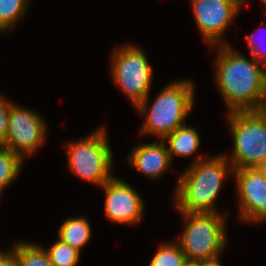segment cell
Listing matches in <instances>:
<instances>
[{
  "instance_id": "d4e9b609",
  "label": "cell",
  "mask_w": 266,
  "mask_h": 266,
  "mask_svg": "<svg viewBox=\"0 0 266 266\" xmlns=\"http://www.w3.org/2000/svg\"><path fill=\"white\" fill-rule=\"evenodd\" d=\"M260 111L266 115V88H265V93H264V98H263V102L262 105L260 107Z\"/></svg>"
},
{
  "instance_id": "9a60e30c",
  "label": "cell",
  "mask_w": 266,
  "mask_h": 266,
  "mask_svg": "<svg viewBox=\"0 0 266 266\" xmlns=\"http://www.w3.org/2000/svg\"><path fill=\"white\" fill-rule=\"evenodd\" d=\"M12 250L19 266H54L48 257L45 248L34 243L15 242Z\"/></svg>"
},
{
  "instance_id": "3957f363",
  "label": "cell",
  "mask_w": 266,
  "mask_h": 266,
  "mask_svg": "<svg viewBox=\"0 0 266 266\" xmlns=\"http://www.w3.org/2000/svg\"><path fill=\"white\" fill-rule=\"evenodd\" d=\"M194 84L189 80L170 82L162 89L150 107L149 95L135 108L145 117L141 135H157L164 140L169 134L185 124L194 106Z\"/></svg>"
},
{
  "instance_id": "5bb4252c",
  "label": "cell",
  "mask_w": 266,
  "mask_h": 266,
  "mask_svg": "<svg viewBox=\"0 0 266 266\" xmlns=\"http://www.w3.org/2000/svg\"><path fill=\"white\" fill-rule=\"evenodd\" d=\"M91 225L84 216L71 217L62 223L58 238L81 252L91 238Z\"/></svg>"
},
{
  "instance_id": "603a6c76",
  "label": "cell",
  "mask_w": 266,
  "mask_h": 266,
  "mask_svg": "<svg viewBox=\"0 0 266 266\" xmlns=\"http://www.w3.org/2000/svg\"><path fill=\"white\" fill-rule=\"evenodd\" d=\"M219 258L220 257L210 259V260H201L199 261V266H222Z\"/></svg>"
},
{
  "instance_id": "e0dca14e",
  "label": "cell",
  "mask_w": 266,
  "mask_h": 266,
  "mask_svg": "<svg viewBox=\"0 0 266 266\" xmlns=\"http://www.w3.org/2000/svg\"><path fill=\"white\" fill-rule=\"evenodd\" d=\"M22 164L23 160L17 154L0 146V191L17 178Z\"/></svg>"
},
{
  "instance_id": "cb8c5ba5",
  "label": "cell",
  "mask_w": 266,
  "mask_h": 266,
  "mask_svg": "<svg viewBox=\"0 0 266 266\" xmlns=\"http://www.w3.org/2000/svg\"><path fill=\"white\" fill-rule=\"evenodd\" d=\"M254 168L266 179V160L258 163Z\"/></svg>"
},
{
  "instance_id": "2e32d148",
  "label": "cell",
  "mask_w": 266,
  "mask_h": 266,
  "mask_svg": "<svg viewBox=\"0 0 266 266\" xmlns=\"http://www.w3.org/2000/svg\"><path fill=\"white\" fill-rule=\"evenodd\" d=\"M29 0H0V32L14 29L25 15Z\"/></svg>"
},
{
  "instance_id": "30bf717a",
  "label": "cell",
  "mask_w": 266,
  "mask_h": 266,
  "mask_svg": "<svg viewBox=\"0 0 266 266\" xmlns=\"http://www.w3.org/2000/svg\"><path fill=\"white\" fill-rule=\"evenodd\" d=\"M101 188L105 191V216L116 224L134 225L142 219L144 203L138 192L116 176Z\"/></svg>"
},
{
  "instance_id": "9c48e42d",
  "label": "cell",
  "mask_w": 266,
  "mask_h": 266,
  "mask_svg": "<svg viewBox=\"0 0 266 266\" xmlns=\"http://www.w3.org/2000/svg\"><path fill=\"white\" fill-rule=\"evenodd\" d=\"M246 1L190 0L196 25L210 48L217 44H229L226 41L222 42V35L232 20L239 15Z\"/></svg>"
},
{
  "instance_id": "52a82bcc",
  "label": "cell",
  "mask_w": 266,
  "mask_h": 266,
  "mask_svg": "<svg viewBox=\"0 0 266 266\" xmlns=\"http://www.w3.org/2000/svg\"><path fill=\"white\" fill-rule=\"evenodd\" d=\"M110 59L113 80L136 107L149 95L153 68L142 49L131 44L114 48Z\"/></svg>"
},
{
  "instance_id": "ac0fdd59",
  "label": "cell",
  "mask_w": 266,
  "mask_h": 266,
  "mask_svg": "<svg viewBox=\"0 0 266 266\" xmlns=\"http://www.w3.org/2000/svg\"><path fill=\"white\" fill-rule=\"evenodd\" d=\"M188 260L179 243L161 244L151 259L149 266H185Z\"/></svg>"
},
{
  "instance_id": "44dd1931",
  "label": "cell",
  "mask_w": 266,
  "mask_h": 266,
  "mask_svg": "<svg viewBox=\"0 0 266 266\" xmlns=\"http://www.w3.org/2000/svg\"><path fill=\"white\" fill-rule=\"evenodd\" d=\"M256 35V34H255ZM255 35L252 33L251 35L247 36L248 47L251 51V55L264 67H266V51L262 50V45H258L257 41H255ZM264 38V37H263ZM259 42V41H258ZM266 42V41H265ZM260 44L262 42H259ZM262 47V48H261ZM264 49V48H263Z\"/></svg>"
},
{
  "instance_id": "d6986e66",
  "label": "cell",
  "mask_w": 266,
  "mask_h": 266,
  "mask_svg": "<svg viewBox=\"0 0 266 266\" xmlns=\"http://www.w3.org/2000/svg\"><path fill=\"white\" fill-rule=\"evenodd\" d=\"M45 251L54 266H77L80 261V251L59 238L50 249H45Z\"/></svg>"
},
{
  "instance_id": "484cf974",
  "label": "cell",
  "mask_w": 266,
  "mask_h": 266,
  "mask_svg": "<svg viewBox=\"0 0 266 266\" xmlns=\"http://www.w3.org/2000/svg\"><path fill=\"white\" fill-rule=\"evenodd\" d=\"M185 266H199V261H197V262H188Z\"/></svg>"
},
{
  "instance_id": "8992f818",
  "label": "cell",
  "mask_w": 266,
  "mask_h": 266,
  "mask_svg": "<svg viewBox=\"0 0 266 266\" xmlns=\"http://www.w3.org/2000/svg\"><path fill=\"white\" fill-rule=\"evenodd\" d=\"M227 119L234 139V152L228 158L233 170L266 160V115L260 110L232 111Z\"/></svg>"
},
{
  "instance_id": "7c38bea8",
  "label": "cell",
  "mask_w": 266,
  "mask_h": 266,
  "mask_svg": "<svg viewBox=\"0 0 266 266\" xmlns=\"http://www.w3.org/2000/svg\"><path fill=\"white\" fill-rule=\"evenodd\" d=\"M129 163L150 179H156L170 167L171 160L165 141L135 146L130 155Z\"/></svg>"
},
{
  "instance_id": "4316f807",
  "label": "cell",
  "mask_w": 266,
  "mask_h": 266,
  "mask_svg": "<svg viewBox=\"0 0 266 266\" xmlns=\"http://www.w3.org/2000/svg\"><path fill=\"white\" fill-rule=\"evenodd\" d=\"M261 1L266 6V0H261Z\"/></svg>"
},
{
  "instance_id": "ba28073f",
  "label": "cell",
  "mask_w": 266,
  "mask_h": 266,
  "mask_svg": "<svg viewBox=\"0 0 266 266\" xmlns=\"http://www.w3.org/2000/svg\"><path fill=\"white\" fill-rule=\"evenodd\" d=\"M46 124L35 111L13 103L10 106L8 133L0 146L11 150L23 161L45 142Z\"/></svg>"
},
{
  "instance_id": "277c9868",
  "label": "cell",
  "mask_w": 266,
  "mask_h": 266,
  "mask_svg": "<svg viewBox=\"0 0 266 266\" xmlns=\"http://www.w3.org/2000/svg\"><path fill=\"white\" fill-rule=\"evenodd\" d=\"M187 223L179 245L188 262L220 257L226 246L228 214L179 212Z\"/></svg>"
},
{
  "instance_id": "ffe728a7",
  "label": "cell",
  "mask_w": 266,
  "mask_h": 266,
  "mask_svg": "<svg viewBox=\"0 0 266 266\" xmlns=\"http://www.w3.org/2000/svg\"><path fill=\"white\" fill-rule=\"evenodd\" d=\"M11 104V101H7L3 95H0V144L5 140L8 133Z\"/></svg>"
},
{
  "instance_id": "5b68a950",
  "label": "cell",
  "mask_w": 266,
  "mask_h": 266,
  "mask_svg": "<svg viewBox=\"0 0 266 266\" xmlns=\"http://www.w3.org/2000/svg\"><path fill=\"white\" fill-rule=\"evenodd\" d=\"M106 132L102 126L86 138L65 146L69 170L82 180L100 187L114 177L110 174L113 154Z\"/></svg>"
},
{
  "instance_id": "7402d4cb",
  "label": "cell",
  "mask_w": 266,
  "mask_h": 266,
  "mask_svg": "<svg viewBox=\"0 0 266 266\" xmlns=\"http://www.w3.org/2000/svg\"><path fill=\"white\" fill-rule=\"evenodd\" d=\"M0 266H19L14 251H0Z\"/></svg>"
},
{
  "instance_id": "6da1fadb",
  "label": "cell",
  "mask_w": 266,
  "mask_h": 266,
  "mask_svg": "<svg viewBox=\"0 0 266 266\" xmlns=\"http://www.w3.org/2000/svg\"><path fill=\"white\" fill-rule=\"evenodd\" d=\"M216 59L215 82L232 111L260 110L266 88V68L253 56L236 52L229 44H220Z\"/></svg>"
},
{
  "instance_id": "8fae6325",
  "label": "cell",
  "mask_w": 266,
  "mask_h": 266,
  "mask_svg": "<svg viewBox=\"0 0 266 266\" xmlns=\"http://www.w3.org/2000/svg\"><path fill=\"white\" fill-rule=\"evenodd\" d=\"M240 206L239 219L244 222L266 221V179L254 167L234 169Z\"/></svg>"
},
{
  "instance_id": "7a4b0ae2",
  "label": "cell",
  "mask_w": 266,
  "mask_h": 266,
  "mask_svg": "<svg viewBox=\"0 0 266 266\" xmlns=\"http://www.w3.org/2000/svg\"><path fill=\"white\" fill-rule=\"evenodd\" d=\"M202 156H197L179 175L174 195V206L179 212L218 213L215 200L225 178L233 174V167L226 154Z\"/></svg>"
},
{
  "instance_id": "4fadbf2b",
  "label": "cell",
  "mask_w": 266,
  "mask_h": 266,
  "mask_svg": "<svg viewBox=\"0 0 266 266\" xmlns=\"http://www.w3.org/2000/svg\"><path fill=\"white\" fill-rule=\"evenodd\" d=\"M163 141L167 144L171 160L173 156H191L200 147V136L194 127L187 126L186 123L169 134Z\"/></svg>"
}]
</instances>
